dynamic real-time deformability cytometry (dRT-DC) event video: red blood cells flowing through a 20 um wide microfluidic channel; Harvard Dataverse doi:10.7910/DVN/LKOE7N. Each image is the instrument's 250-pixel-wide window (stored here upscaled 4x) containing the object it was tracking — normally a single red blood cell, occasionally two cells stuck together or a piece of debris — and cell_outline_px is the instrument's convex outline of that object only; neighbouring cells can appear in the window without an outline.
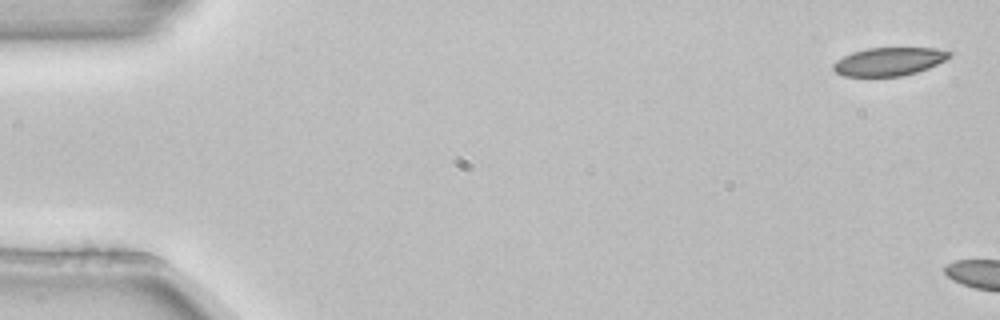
{"species": "common noctule bat (a hibernating species)", "species_latin": "Nyctalus noctula", "temperature_condition": "room temperature", "stored_images_in_passage": 2, "camera_frame_rate_fps": 3000, "um_per_image_px": 0.085, "animal": {"sex": "female", "body_mass_g": 22.7, "forearm_length_mm": 54.2}, "frame": {"image": 1, "passage_image": 1, "time_ms": 0.0, "image_size_px": [1000, 320], "cell_outline_px": [[952, 56], [928, 68], [916, 72], [900, 76], [844, 76], [836, 72], [832, 68], [832, 64], [836, 60], [852, 52], [868, 48], [936, 48], [952, 52]], "centroid_in_image_um": [75.55, 5.22], "position_along_channel_um": 9.4, "area_um2": 19.02}}